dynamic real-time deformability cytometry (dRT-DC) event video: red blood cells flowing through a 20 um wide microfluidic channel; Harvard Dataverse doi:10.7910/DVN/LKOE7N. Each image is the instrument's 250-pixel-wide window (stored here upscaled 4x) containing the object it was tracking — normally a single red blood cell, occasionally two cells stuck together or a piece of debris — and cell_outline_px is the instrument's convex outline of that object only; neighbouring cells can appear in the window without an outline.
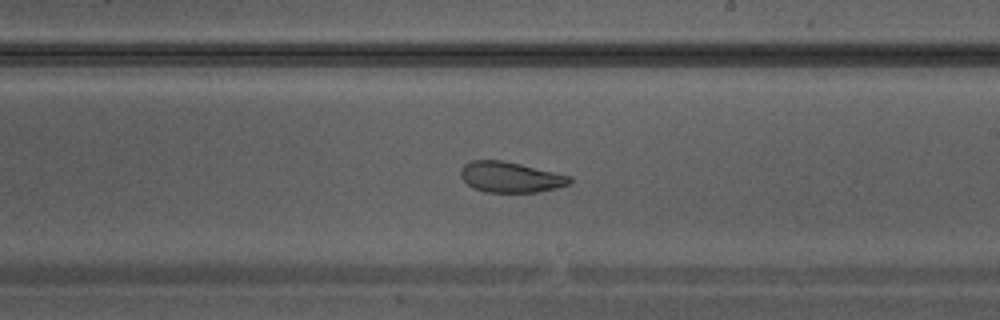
{"species": "Egyptian fruit bat (a non-hibernating species)", "species_latin": "Rousettus aegyptiacus", "temperature_condition": "warm", "stored_images_in_passage": 21, "camera_frame_rate_fps": 3000, "um_per_image_px": 0.085, "animal": {"sex": "male"}, "frame": {"image": 1, "passage_image": 10, "time_ms": 3.0, "image_size_px": [1000, 320], "cell_outline_px": [[572, 180], [568, 184], [556, 188], [536, 192], [484, 192], [472, 188], [460, 176], [460, 172], [464, 164], [472, 160], [504, 160], [572, 176]], "centroid_in_image_um": [43.38, 15.05], "position_along_channel_um": 245.6, "area_um2": 19.48}}